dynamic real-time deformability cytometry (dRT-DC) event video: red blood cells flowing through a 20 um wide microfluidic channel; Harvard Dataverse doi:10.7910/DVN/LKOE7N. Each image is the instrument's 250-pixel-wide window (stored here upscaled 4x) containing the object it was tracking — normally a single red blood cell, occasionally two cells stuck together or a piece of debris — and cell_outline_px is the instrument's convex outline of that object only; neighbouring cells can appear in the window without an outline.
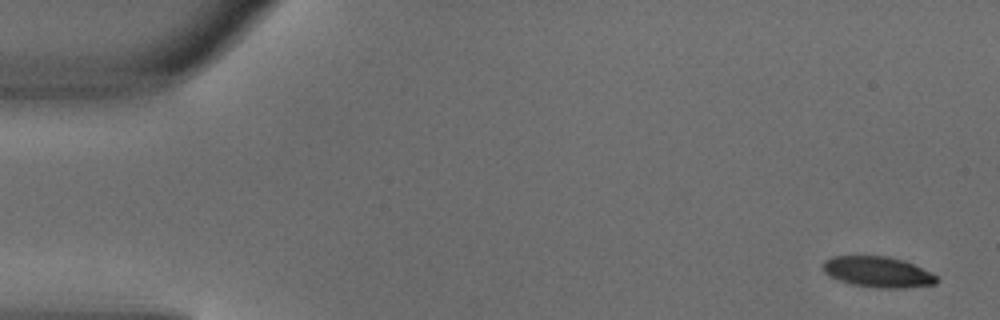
{"species": "common noctule bat (a hibernating species)", "species_latin": "Nyctalus noctula", "temperature_condition": "warm", "stored_images_in_passage": 4, "camera_frame_rate_fps": 3000, "um_per_image_px": 0.085, "animal": {"sex": "male", "body_mass_g": 18.8}, "frame": {"image": 1, "passage_image": 1, "time_ms": 0.0, "image_size_px": [1000, 320], "cell_outline_px": [[940, 280], [936, 284], [904, 288], [876, 288], [852, 284], [840, 280], [824, 272], [824, 260], [832, 256], [888, 256], [904, 260], [936, 276]], "centroid_in_image_um": [74.63, 23.12], "position_along_channel_um": 10.4, "area_um2": 20.17}}
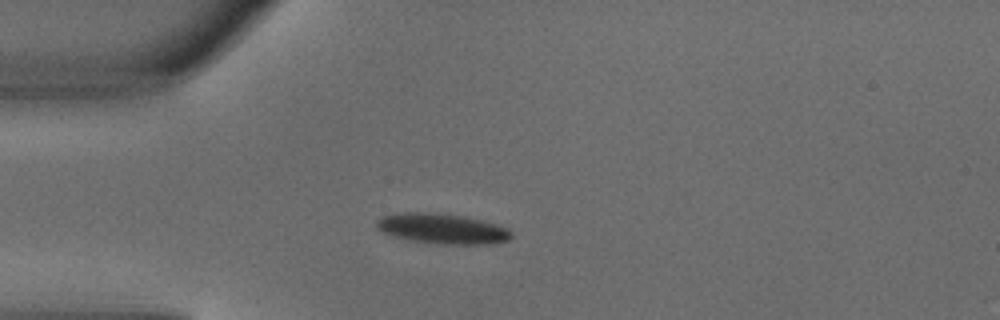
{"frame": {"image": 2, "passage_image": 3, "time_ms": 0.667, "image_size_px": [1000, 320], "cell_outline_px": [[512, 236], [508, 240], [496, 244], [448, 244], [412, 240], [396, 236], [384, 232], [376, 228], [376, 220], [384, 216], [404, 212], [424, 212], [460, 216], [484, 220], [508, 228], [512, 232]], "centroid_in_image_um": [37.65, 19.44], "position_along_channel_um": 47.3, "area_um2": 23.41}}